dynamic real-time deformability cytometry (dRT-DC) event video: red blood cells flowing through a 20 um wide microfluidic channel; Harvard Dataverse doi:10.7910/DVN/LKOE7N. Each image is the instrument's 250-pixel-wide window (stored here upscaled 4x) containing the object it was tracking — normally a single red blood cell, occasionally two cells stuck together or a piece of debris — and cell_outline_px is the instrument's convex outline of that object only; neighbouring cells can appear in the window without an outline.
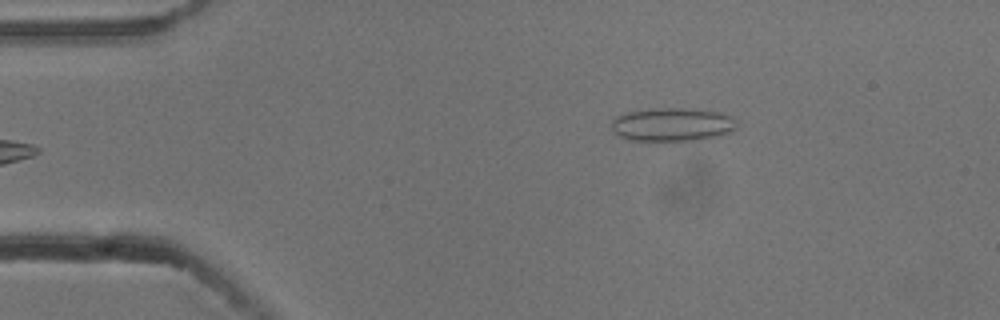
{"species": "common noctule bat (a hibernating species)", "species_latin": "Nyctalus noctula", "temperature_condition": "cold", "stored_images_in_passage": 6, "camera_frame_rate_fps": 3000, "um_per_image_px": 0.085, "animal": {"sex": "male", "body_mass_g": 13.3}, "frame": {"image": 1, "passage_image": 6, "time_ms": 1.667, "image_size_px": [1000, 320], "cell_outline_px": [[736, 128], [732, 132], [720, 136], [700, 140], [624, 140], [612, 128], [612, 120], [616, 116], [628, 112], [660, 108], [696, 108], [720, 112], [732, 116], [736, 124]], "centroid_in_image_um": [57.2, 10.58], "position_along_channel_um": 27.8, "area_um2": 24.57}}